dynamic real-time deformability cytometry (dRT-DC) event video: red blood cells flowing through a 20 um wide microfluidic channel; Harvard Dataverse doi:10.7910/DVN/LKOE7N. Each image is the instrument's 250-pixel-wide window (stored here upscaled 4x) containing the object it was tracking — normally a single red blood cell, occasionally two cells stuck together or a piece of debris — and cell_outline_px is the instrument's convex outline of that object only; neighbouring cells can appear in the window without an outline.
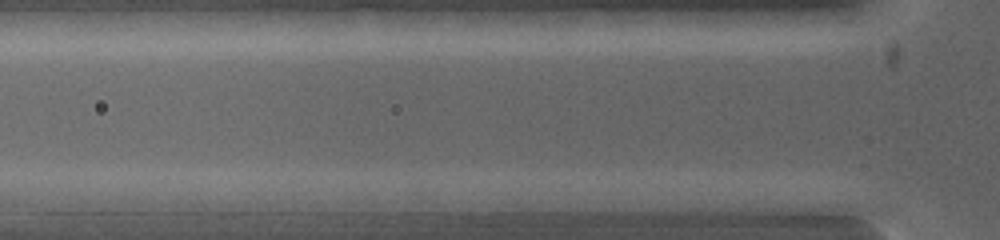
{"species": "common noctule bat (a hibernating species)", "species_latin": "Nyctalus noctula", "temperature_condition": "warm", "stored_images_in_passage": 2, "camera_frame_rate_fps": 5000, "um_per_image_px": 0.085, "animal": {"sex": "female", "body_mass_g": 19.0, "forearm_length_mm": 53.3}, "frame": {"image": 1, "passage_image": 2, "time_ms": 0.4, "image_size_px": [1000, 240], "cell_outline_px": [[604, 200], [592, 212], [504, 212], [496, 200], [504, 192], [568, 192]], "centroid_in_image_um": [46.5, 17.2], "position_along_channel_um": 79.3, "area_um2": 13.47}}